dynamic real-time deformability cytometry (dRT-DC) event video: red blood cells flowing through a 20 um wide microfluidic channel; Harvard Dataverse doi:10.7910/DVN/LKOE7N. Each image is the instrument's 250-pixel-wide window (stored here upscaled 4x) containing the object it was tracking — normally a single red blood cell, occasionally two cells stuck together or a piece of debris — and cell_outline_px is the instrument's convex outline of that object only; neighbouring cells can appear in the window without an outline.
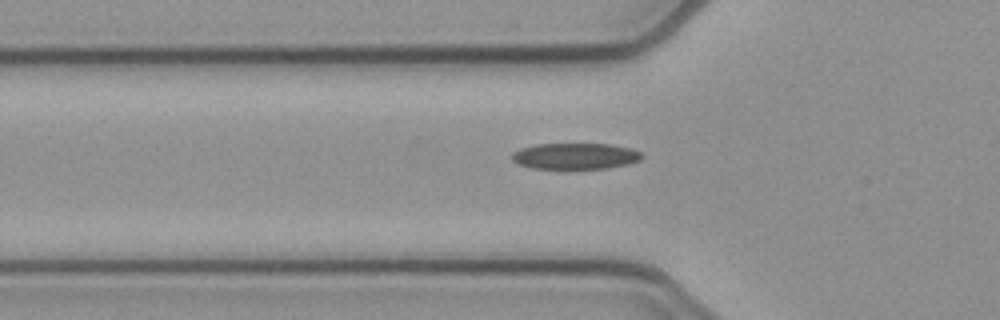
{"species": "common noctule bat (a hibernating species)", "species_latin": "Nyctalus noctula", "temperature_condition": "cold", "stored_images_in_passage": 40, "camera_frame_rate_fps": 3000, "um_per_image_px": 0.085, "animal": {"sex": "female", "body_mass_g": 21.9}, "frame": {"image": 1, "passage_image": 9, "time_ms": 2.667, "image_size_px": [1000, 320], "cell_outline_px": [[644, 156], [640, 160], [628, 164], [608, 168], [564, 172], [532, 168], [520, 164], [512, 160], [512, 152], [520, 148], [536, 144], [608, 144], [632, 148], [640, 152]], "centroid_in_image_um": [48.88, 13.32], "position_along_channel_um": 76.9, "area_um2": 20.81}}
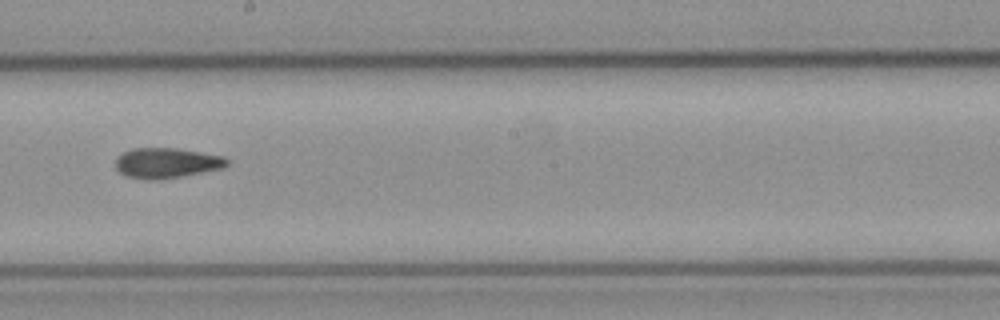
{"frame": {"image": 2, "passage_image": 21, "time_ms": 6.667, "image_size_px": [1000, 320], "cell_outline_px": [[228, 164], [224, 168], [180, 176], [152, 180], [148, 180], [124, 176], [116, 168], [116, 160], [124, 152], [132, 148], [176, 148], [224, 156], [228, 160]], "centroid_in_image_um": [14.16, 13.85], "position_along_channel_um": 234.0, "area_um2": 19.48}}
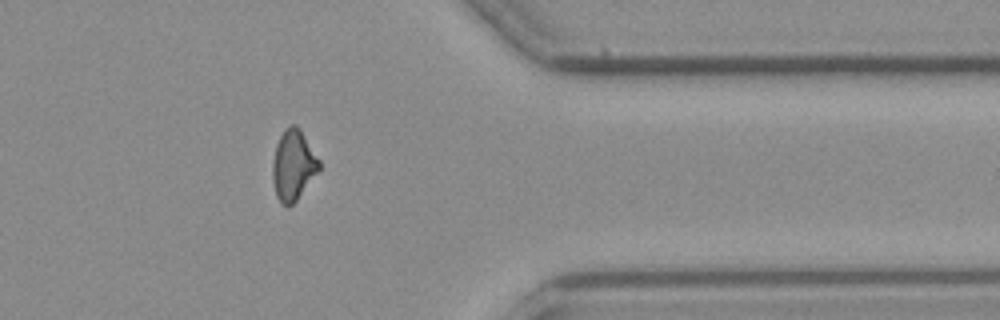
{"frame": {"image": 3, "passage_image": 34, "time_ms": 11.0, "image_size_px": [1000, 320], "cell_outline_px": [[320, 168], [296, 200], [292, 204], [284, 204], [276, 196], [272, 180], [272, 164], [276, 144], [284, 128], [288, 124], [296, 124], [300, 128], [320, 160]], "centroid_in_image_um": [24.91, 13.97], "position_along_channel_um": 386.5, "area_um2": 18.96}, "authors_computed_cell_mechanics": {"area_um2": 19.4208, "velocity_mm_per_s": 3.882, "shape_relaxation_time_tau1_ms": null, "shape_relaxation_time_tau2_ms": 5.2312, "deformation_change_tau1": null, "deformation_change_tau2": 0.125}}